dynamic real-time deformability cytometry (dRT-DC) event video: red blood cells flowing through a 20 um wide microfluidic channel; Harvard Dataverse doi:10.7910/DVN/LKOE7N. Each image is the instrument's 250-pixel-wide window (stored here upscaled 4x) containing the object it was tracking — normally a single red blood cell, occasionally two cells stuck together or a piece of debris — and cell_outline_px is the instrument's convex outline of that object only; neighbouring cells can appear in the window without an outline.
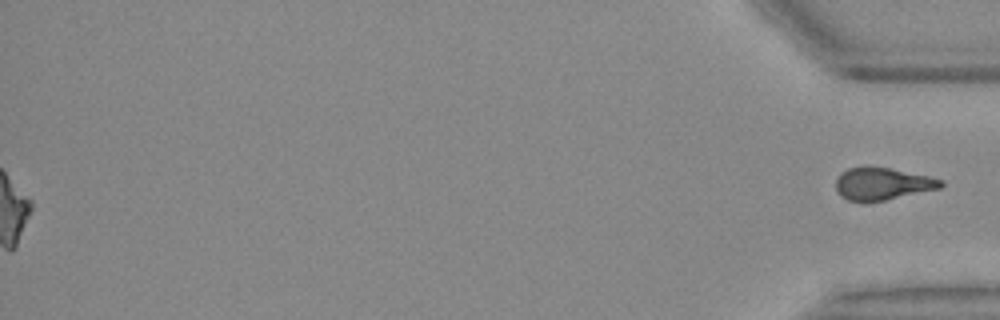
{"species": "Egyptian fruit bat (a non-hibernating species)", "species_latin": "Rousettus aegyptiacus", "temperature_condition": "warm", "stored_images_in_passage": 56, "segment_of_instrument_passage": [2, 2], "camera_frame_rate_fps": 3000, "um_per_image_px": 0.085, "animal": {"sex": "female"}, "frame": {"image": 1, "passage_image": 56, "time_ms": 18.333, "image_size_px": [1000, 320], "cell_outline_px": [[944, 184], [940, 188], [884, 200], [848, 200], [840, 196], [836, 188], [836, 180], [840, 172], [848, 168], [888, 168], [928, 176], [944, 180]], "centroid_in_image_um": [75.01, 15.62], "position_along_channel_um": 360.2, "area_um2": 19.13}}